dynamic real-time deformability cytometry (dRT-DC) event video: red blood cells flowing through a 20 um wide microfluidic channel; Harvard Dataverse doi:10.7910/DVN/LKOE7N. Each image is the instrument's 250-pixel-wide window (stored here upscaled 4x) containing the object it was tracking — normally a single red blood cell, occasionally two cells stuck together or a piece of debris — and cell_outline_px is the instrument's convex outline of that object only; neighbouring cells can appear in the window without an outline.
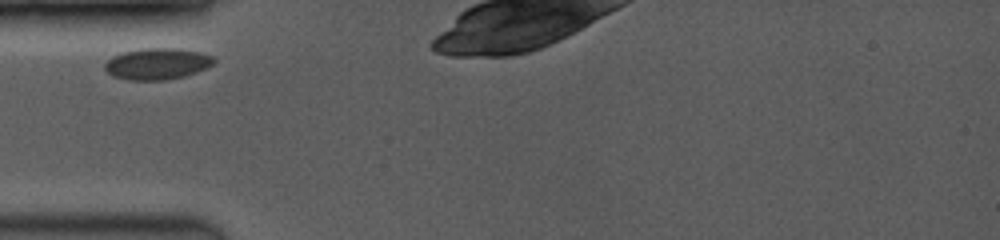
{"species": "common noctule bat (a hibernating species)", "species_latin": "Nyctalus noctula", "temperature_condition": "room temperature", "stored_images_in_passage": 11, "camera_frame_rate_fps": 3500, "um_per_image_px": 0.085, "animal": {"sex": "female", "body_mass_g": 19.0, "forearm_length_mm": 53.3}, "frame": {"image": 1, "passage_image": 1, "time_ms": 0.0, "image_size_px": [1000, 240], "cell_outline_px": [[216, 60], [212, 64], [196, 72], [184, 76], [164, 80], [128, 80], [112, 76], [104, 68], [104, 64], [112, 56], [124, 52], [140, 48], [176, 48], [200, 52], [212, 56]], "centroid_in_image_um": [13.33, 5.42], "position_along_channel_um": 71.7, "area_um2": 19.88}}
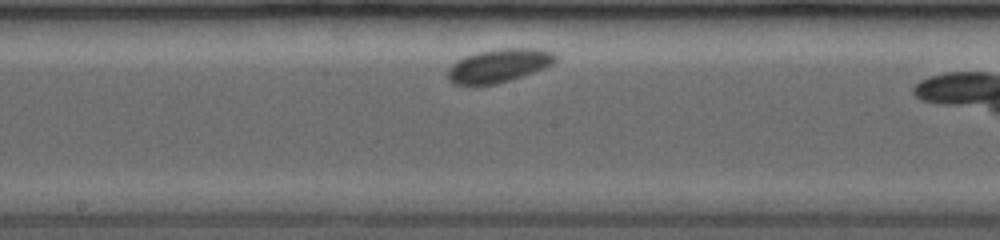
{"frame": {"image": 2, "passage_image": 8, "time_ms": 3.714, "image_size_px": [1000, 240], "cell_outline_px": [[556, 60], [552, 64], [544, 68], [496, 84], [452, 84], [448, 80], [448, 68], [456, 60], [464, 56], [476, 52], [500, 48], [540, 48], [556, 52]], "centroid_in_image_um": [42.4, 5.55], "position_along_channel_um": 205.8, "area_um2": 20.98}}
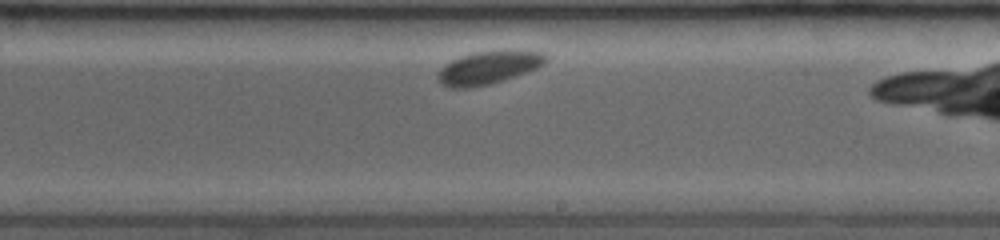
{"frame": {"image": 3, "passage_image": 10, "time_ms": 4.857, "image_size_px": [1000, 240], "cell_outline_px": [[548, 60], [544, 64], [536, 68], [504, 80], [492, 84], [472, 88], [448, 88], [440, 84], [436, 76], [436, 72], [444, 64], [460, 56], [476, 52], [544, 52], [548, 56]], "centroid_in_image_um": [41.43, 5.79], "position_along_channel_um": 247.6, "area_um2": 20.58}}